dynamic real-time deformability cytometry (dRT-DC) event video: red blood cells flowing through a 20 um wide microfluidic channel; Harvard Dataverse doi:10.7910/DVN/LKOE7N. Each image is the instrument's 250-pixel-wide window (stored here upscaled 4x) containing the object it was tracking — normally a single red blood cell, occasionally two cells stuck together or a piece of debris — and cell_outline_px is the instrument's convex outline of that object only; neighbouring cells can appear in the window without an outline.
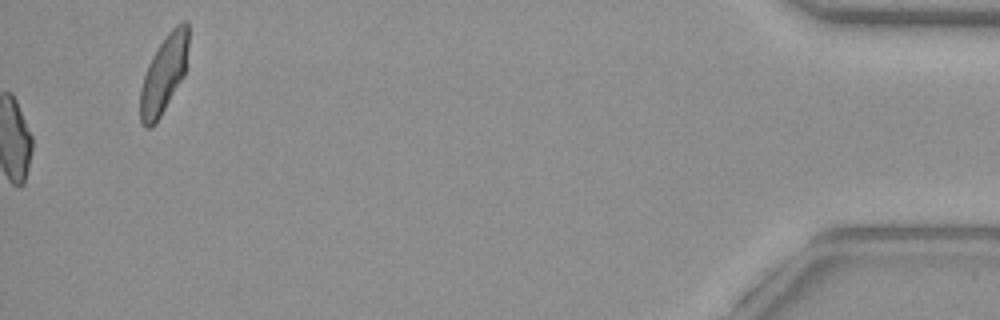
{"species": "common noctule bat (a hibernating species)", "species_latin": "Nyctalus noctula", "temperature_condition": "warm", "stored_images_in_passage": 38, "camera_frame_rate_fps": 3000, "um_per_image_px": 0.085, "animal": {"sex": "female", "body_mass_g": 29.2, "forearm_length_mm": 56.3}, "frame": {"image": 1, "passage_image": 38, "time_ms": 12.333, "image_size_px": [1000, 320], "cell_outline_px": [[188, 44], [184, 76], [160, 116], [148, 128], [144, 128], [140, 120], [140, 88], [148, 64], [152, 56], [168, 32], [176, 24], [184, 20], [188, 20]], "centroid_in_image_um": [13.93, 6.27], "position_along_channel_um": 421.3, "area_um2": 21.56}, "authors_computed_cell_mechanics": {"area_um2": 19.8254, "velocity_mm_per_s": 4.015, "shape_relaxation_time_tau1_ms": null, "shape_relaxation_time_tau2_ms": 3.2345, "deformation_change_tau1": null, "deformation_change_tau2": 0.0794}}